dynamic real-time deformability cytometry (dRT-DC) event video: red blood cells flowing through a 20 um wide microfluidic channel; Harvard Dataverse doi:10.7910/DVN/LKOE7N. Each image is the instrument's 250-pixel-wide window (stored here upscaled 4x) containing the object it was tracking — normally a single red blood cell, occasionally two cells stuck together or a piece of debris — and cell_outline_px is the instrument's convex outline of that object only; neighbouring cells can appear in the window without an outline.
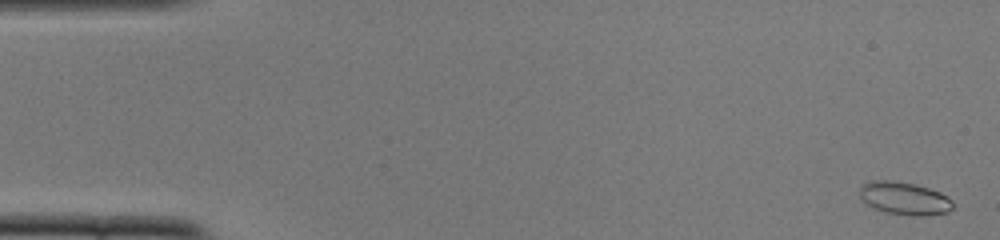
{"species": "common noctule bat (a hibernating species)", "species_latin": "Nyctalus noctula", "temperature_condition": "cold", "stored_images_in_passage": 52, "camera_frame_rate_fps": 3000, "um_per_image_px": 0.085, "animal": {"sex": "female", "body_mass_g": 22.0, "forearm_length_mm": 56.7}, "frame": {"image": 1, "passage_image": 2, "time_ms": 0.333, "image_size_px": [1000, 240], "cell_outline_px": [[952, 208], [948, 212], [924, 216], [912, 216], [888, 212], [876, 208], [860, 200], [860, 188], [868, 180], [888, 180], [916, 184], [940, 192], [948, 196], [952, 200]], "centroid_in_image_um": [76.88, 16.85], "position_along_channel_um": 8.1, "area_um2": 17.8}}
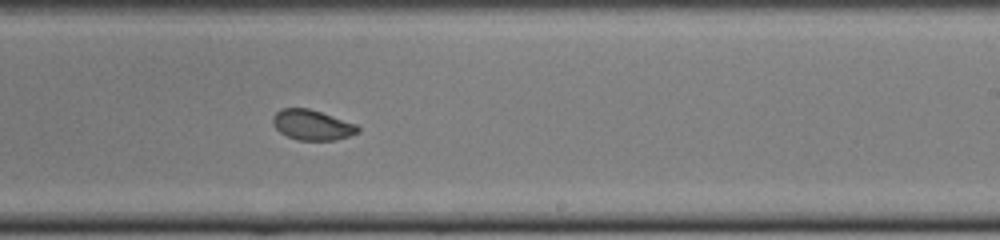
{"frame": {"image": 2, "passage_image": 32, "time_ms": 10.333, "image_size_px": [1000, 240], "cell_outline_px": [[360, 132], [336, 140], [296, 140], [280, 132], [272, 124], [272, 116], [280, 108], [308, 108], [356, 124], [360, 128]], "centroid_in_image_um": [26.51, 10.62], "position_along_channel_um": 262.5, "area_um2": 14.97}}
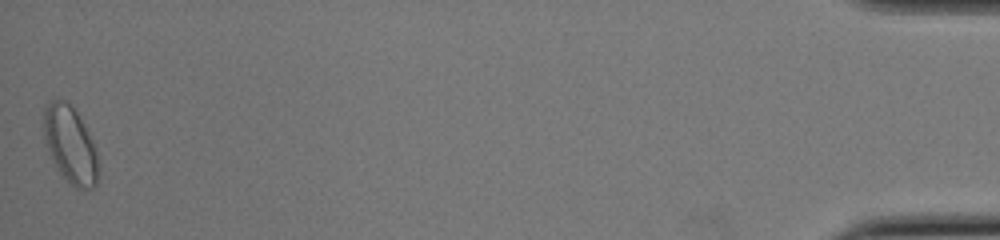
{"frame": {"image": 3, "passage_image": 52, "time_ms": 17.0, "image_size_px": [1000, 240], "cell_outline_px": [[100, 172], [96, 184], [92, 188], [84, 192], [76, 188], [60, 172], [44, 140], [44, 104], [48, 100], [68, 100], [76, 112], [92, 140], [96, 148]], "centroid_in_image_um": [6.0, 12.31], "position_along_channel_um": 429.2, "area_um2": 24.45}, "authors_computed_cell_mechanics": {"area_um2": 16.473, "velocity_mm_per_s": 3.8925, "shape_relaxation_time_tau1_ms": 3.9485, "shape_relaxation_time_tau2_ms": 1.0046, "deformation_change_tau1": 0.0756, "deformation_change_tau2": 0.0434}}